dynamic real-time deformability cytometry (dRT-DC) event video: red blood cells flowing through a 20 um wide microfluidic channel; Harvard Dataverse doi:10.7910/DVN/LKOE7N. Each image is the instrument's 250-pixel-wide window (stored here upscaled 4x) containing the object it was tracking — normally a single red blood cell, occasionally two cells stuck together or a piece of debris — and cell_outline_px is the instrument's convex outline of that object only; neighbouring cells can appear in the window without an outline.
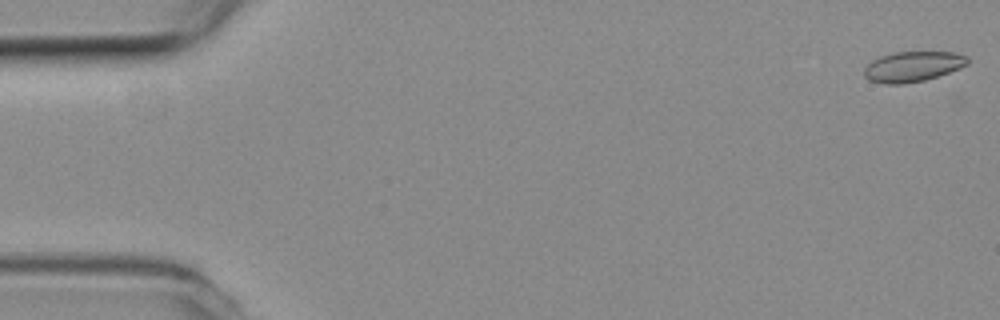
{"species": "common noctule bat (a hibernating species)", "species_latin": "Nyctalus noctula", "temperature_condition": "room temperature", "stored_images_in_passage": 2, "camera_frame_rate_fps": 3000, "um_per_image_px": 0.085, "animal": {"sex": "female", "body_mass_g": 19.3, "forearm_length_mm": 54.1}, "frame": {"image": 1, "passage_image": 1, "time_ms": 0.0, "image_size_px": [1000, 320], "cell_outline_px": [[968, 64], [960, 68], [924, 80], [904, 84], [884, 84], [868, 80], [864, 76], [864, 68], [872, 60], [880, 56], [892, 52], [956, 52], [968, 56]], "centroid_in_image_um": [77.56, 5.65], "position_along_channel_um": 7.4, "area_um2": 18.32}}